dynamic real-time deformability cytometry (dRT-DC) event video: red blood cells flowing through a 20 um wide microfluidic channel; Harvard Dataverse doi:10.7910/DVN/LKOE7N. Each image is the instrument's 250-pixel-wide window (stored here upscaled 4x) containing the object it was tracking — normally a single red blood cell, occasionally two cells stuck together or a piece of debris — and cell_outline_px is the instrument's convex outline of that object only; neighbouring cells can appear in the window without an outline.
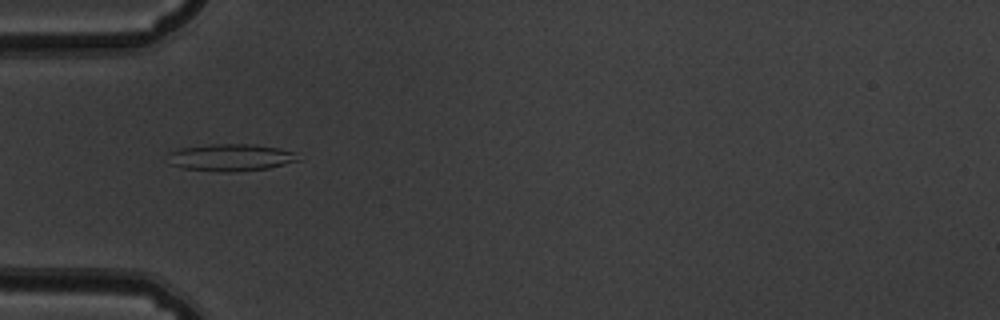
{"species": "common noctule bat (a hibernating species)", "species_latin": "Nyctalus noctula", "temperature_condition": "warm", "stored_images_in_passage": 46, "camera_frame_rate_fps": 3000, "um_per_image_px": 0.085, "animal": {"sex": "male", "body_mass_g": 19.5, "forearm_length_mm": 54.6}, "frame": {"image": 1, "passage_image": 11, "time_ms": 3.333, "image_size_px": [1000, 320], "cell_outline_px": [[300, 160], [268, 168], [232, 172], [220, 172], [184, 168], [168, 164], [168, 152], [180, 148], [212, 144], [252, 144], [280, 148], [296, 152]], "centroid_in_image_um": [19.59, 13.38], "position_along_channel_um": 65.4, "area_um2": 20.69}}
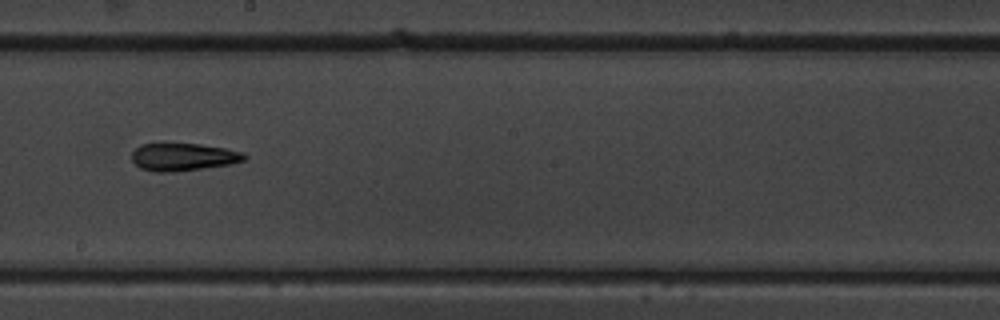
{"frame": {"image": 2, "passage_image": 24, "time_ms": 7.667, "image_size_px": [1000, 320], "cell_outline_px": [[248, 156], [244, 160], [228, 164], [172, 172], [152, 172], [140, 168], [132, 160], [132, 152], [140, 144], [160, 140], [200, 144], [224, 148], [244, 152]], "centroid_in_image_um": [15.49, 13.28], "position_along_channel_um": 232.7, "area_um2": 18.79}}
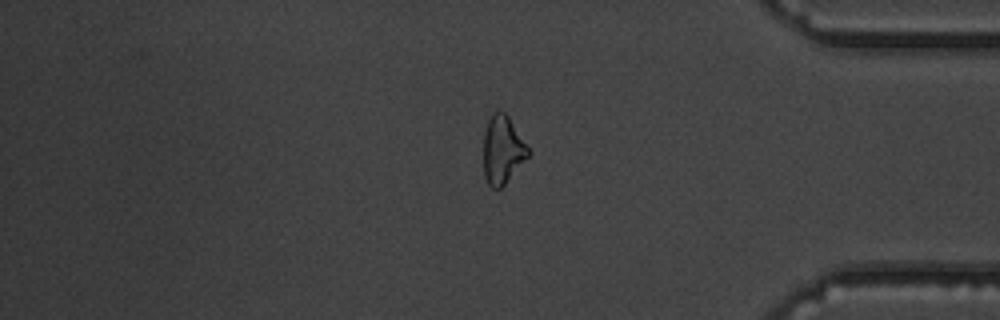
{"frame": {"image": 3, "passage_image": 38, "time_ms": 12.333, "image_size_px": [1000, 320], "cell_outline_px": [[532, 152], [504, 184], [500, 188], [492, 188], [488, 184], [484, 176], [484, 132], [488, 120], [492, 112], [504, 112], [508, 116]], "centroid_in_image_um": [42.72, 12.73], "position_along_channel_um": 392.5, "area_um2": 17.57}, "authors_computed_cell_mechanics": {"area_um2": 18.496, "velocity_mm_per_s": 3.888, "shape_relaxation_time_tau1_ms": null, "shape_relaxation_time_tau2_ms": 2.4189, "deformation_change_tau1": null, "deformation_change_tau2": 0.1076}}